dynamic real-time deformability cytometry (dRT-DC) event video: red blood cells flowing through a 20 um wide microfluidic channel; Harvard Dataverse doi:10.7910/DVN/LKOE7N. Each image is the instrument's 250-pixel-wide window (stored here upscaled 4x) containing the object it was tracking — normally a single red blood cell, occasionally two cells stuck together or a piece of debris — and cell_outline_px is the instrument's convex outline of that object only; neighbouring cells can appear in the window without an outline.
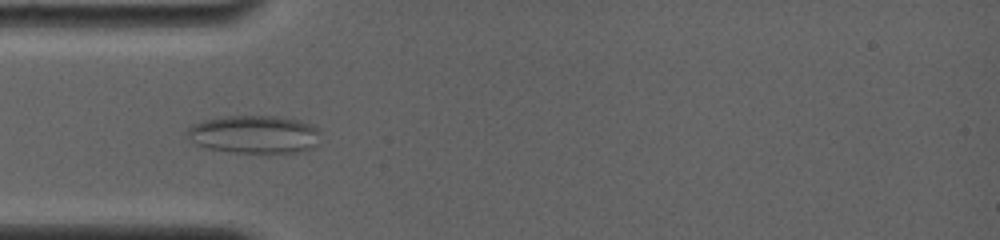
{"species": "common noctule bat (a hibernating species)", "species_latin": "Nyctalus noctula", "temperature_condition": "room temperature", "stored_images_in_passage": 46, "camera_frame_rate_fps": 4000, "um_per_image_px": 0.085, "animal": {"sex": "female", "body_mass_g": 19.0, "forearm_length_mm": 56.7}, "frame": {"image": 1, "passage_image": 11, "time_ms": 4.5, "image_size_px": [1000, 240], "cell_outline_px": [[320, 144], [316, 148], [296, 152], [232, 152], [204, 148], [192, 144], [184, 132], [192, 124], [204, 120], [224, 116], [280, 116], [300, 120], [312, 124], [320, 128]], "centroid_in_image_um": [21.63, 11.42], "position_along_channel_um": 63.4, "area_um2": 30.29}}
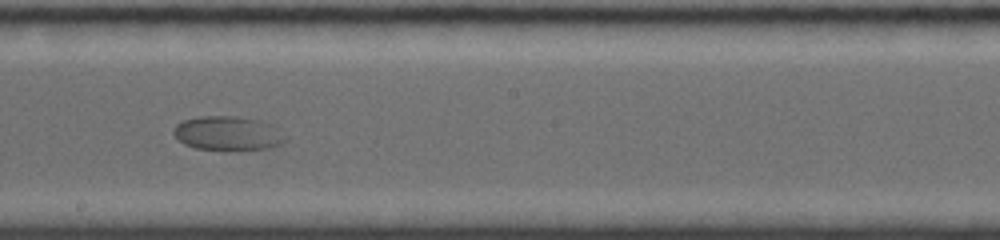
{"frame": {"image": 2, "passage_image": 21, "time_ms": 9.0, "image_size_px": [1000, 240], "cell_outline_px": [[288, 140], [280, 144], [268, 148], [232, 152], [196, 148], [184, 144], [172, 132], [172, 128], [176, 124], [184, 120], [200, 116], [236, 116], [260, 120], [272, 124]], "centroid_in_image_um": [19.36, 11.35], "position_along_channel_um": 228.8, "area_um2": 22.72}}
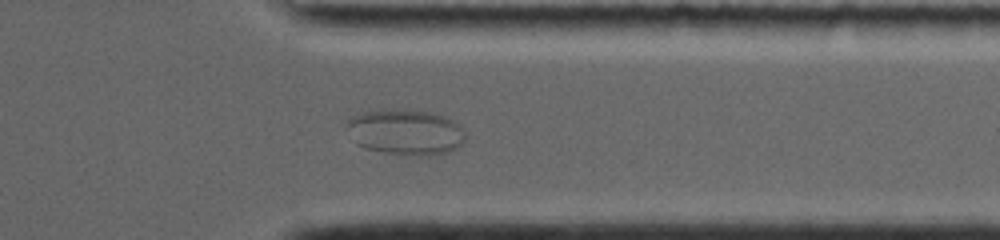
{"frame": {"image": 3, "passage_image": 33, "time_ms": 13.0, "image_size_px": [1000, 240], "cell_outline_px": [[464, 140], [452, 152], [436, 156], [408, 156], [380, 152], [364, 148], [356, 144], [348, 124], [360, 112], [368, 108], [428, 112], [452, 120], [464, 132]], "centroid_in_image_um": [34.48, 11.27], "position_along_channel_um": 376.9, "area_um2": 31.39}}